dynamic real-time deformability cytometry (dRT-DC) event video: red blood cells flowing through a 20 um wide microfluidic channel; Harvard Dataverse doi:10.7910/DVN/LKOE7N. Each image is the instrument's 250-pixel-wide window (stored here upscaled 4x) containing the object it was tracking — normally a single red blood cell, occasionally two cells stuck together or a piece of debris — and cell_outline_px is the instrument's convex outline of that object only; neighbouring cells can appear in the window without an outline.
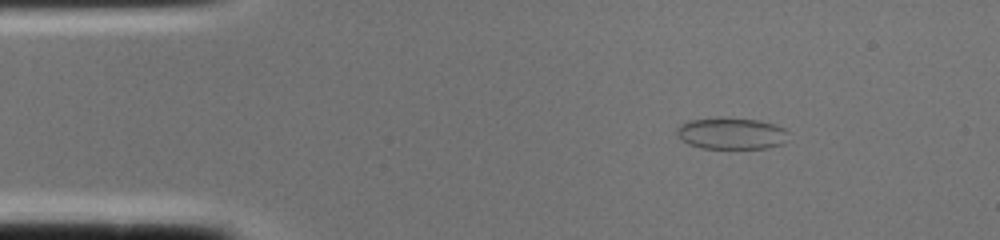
{"species": "common noctule bat (a hibernating species)", "species_latin": "Nyctalus noctula", "temperature_condition": "cold", "stored_images_in_passage": 1, "camera_frame_rate_fps": 3000, "um_per_image_px": 0.085, "animal": {"sex": "female", "body_mass_g": 22.0, "forearm_length_mm": 56.7}, "frame": {"image": 1, "passage_image": 1, "time_ms": 0.0, "image_size_px": [1000, 240], "cell_outline_px": [[788, 132], [784, 144], [768, 148], [700, 148], [688, 144], [680, 140], [676, 136], [676, 128], [680, 124], [688, 120], [720, 116], [756, 120], [772, 124], [784, 128]], "centroid_in_image_um": [62.1, 11.33], "position_along_channel_um": 22.9, "area_um2": 20.98}}